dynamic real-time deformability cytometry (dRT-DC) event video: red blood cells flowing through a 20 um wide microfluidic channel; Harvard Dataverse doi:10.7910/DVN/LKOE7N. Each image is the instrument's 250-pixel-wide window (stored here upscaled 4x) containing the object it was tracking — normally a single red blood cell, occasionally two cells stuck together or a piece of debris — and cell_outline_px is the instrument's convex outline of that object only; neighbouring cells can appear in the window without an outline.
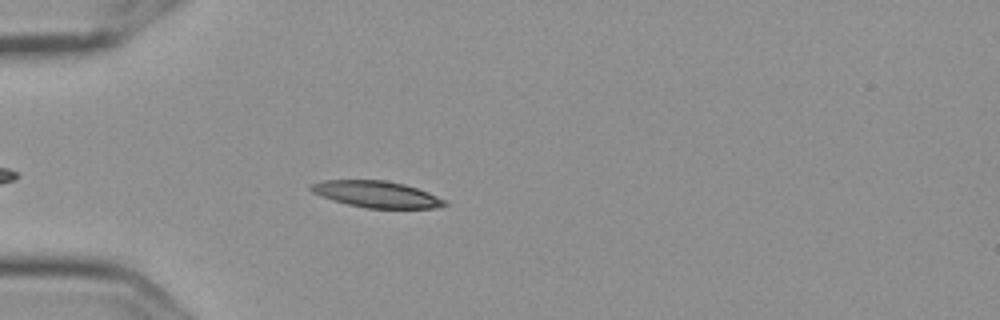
{"species": "Egyptian fruit bat (a non-hibernating species)", "species_latin": "Rousettus aegyptiacus", "temperature_condition": "cold", "stored_images_in_passage": 5, "camera_frame_rate_fps": 3000, "um_per_image_px": 0.085, "frame": {"image": 1, "passage_image": 5, "time_ms": 1.333, "image_size_px": [1000, 320], "cell_outline_px": [[448, 204], [436, 208], [364, 208], [348, 204], [312, 192], [308, 188], [308, 184], [324, 180], [384, 180], [404, 184], [428, 192], [444, 200]], "centroid_in_image_um": [31.99, 16.5], "position_along_channel_um": 53.0, "area_um2": 20.4}}